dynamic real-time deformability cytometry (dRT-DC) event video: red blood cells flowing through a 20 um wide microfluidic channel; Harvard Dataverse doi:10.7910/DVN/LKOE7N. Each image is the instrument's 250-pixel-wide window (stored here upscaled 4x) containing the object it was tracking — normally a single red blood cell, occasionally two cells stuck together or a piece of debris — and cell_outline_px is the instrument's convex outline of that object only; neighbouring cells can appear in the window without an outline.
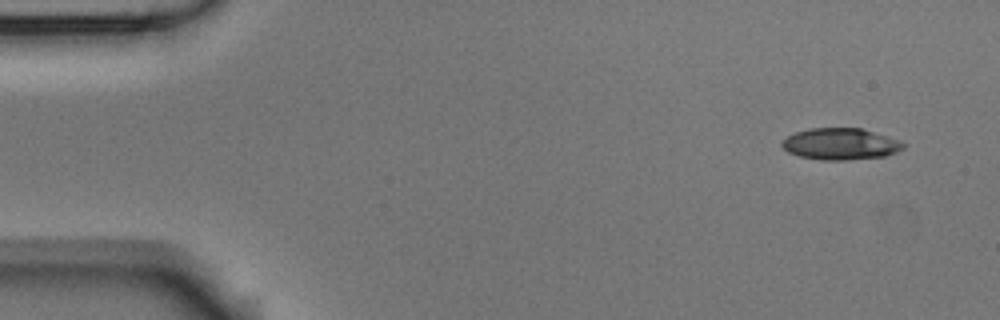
{"species": "Egyptian fruit bat (a non-hibernating species)", "species_latin": "Rousettus aegyptiacus", "temperature_condition": "room temperature", "stored_images_in_passage": 7, "camera_frame_rate_fps": 3000, "um_per_image_px": 0.085, "animal": {"sex": "male"}, "frame": {"image": 1, "passage_image": 1, "time_ms": 0.0, "image_size_px": [1000, 320], "cell_outline_px": [[904, 148], [896, 152], [884, 156], [844, 160], [820, 160], [800, 156], [788, 152], [780, 144], [788, 136], [796, 132], [808, 128], [860, 128], [900, 140], [904, 144]], "centroid_in_image_um": [71.43, 12.24], "position_along_channel_um": 13.6, "area_um2": 22.14}}
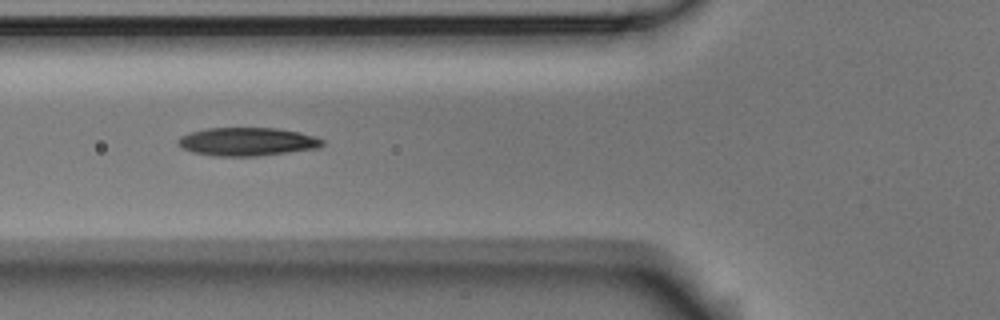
{"frame": {"image": 2, "passage_image": 5, "time_ms": 1.333, "image_size_px": [1000, 320], "cell_outline_px": [[324, 144], [320, 148], [256, 156], [212, 156], [192, 152], [180, 148], [176, 144], [176, 140], [180, 136], [192, 132], [208, 128], [276, 128], [300, 132], [316, 136], [324, 140]], "centroid_in_image_um": [21.0, 12.04], "position_along_channel_um": 104.8, "area_um2": 24.04}}
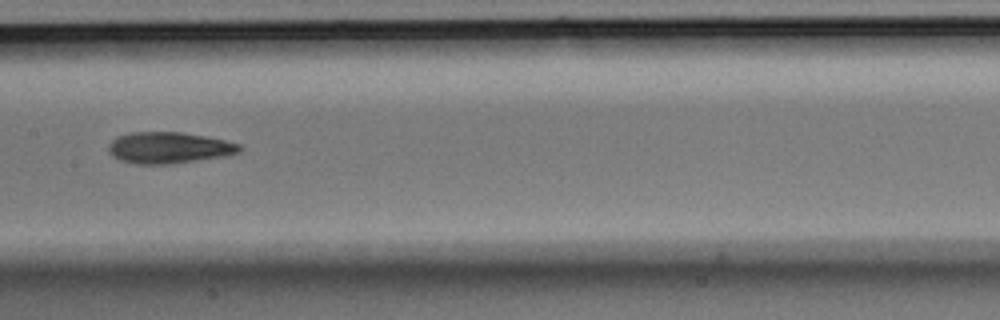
{"frame": {"image": 3, "passage_image": 7, "time_ms": 2.0, "image_size_px": [1000, 320], "cell_outline_px": [[244, 148], [240, 152], [228, 156], [172, 164], [132, 164], [120, 160], [112, 156], [108, 152], [108, 144], [116, 136], [128, 132], [180, 132], [204, 136], [224, 140], [240, 144]], "centroid_in_image_um": [14.35, 12.56], "position_along_channel_um": 193.1, "area_um2": 24.33}}